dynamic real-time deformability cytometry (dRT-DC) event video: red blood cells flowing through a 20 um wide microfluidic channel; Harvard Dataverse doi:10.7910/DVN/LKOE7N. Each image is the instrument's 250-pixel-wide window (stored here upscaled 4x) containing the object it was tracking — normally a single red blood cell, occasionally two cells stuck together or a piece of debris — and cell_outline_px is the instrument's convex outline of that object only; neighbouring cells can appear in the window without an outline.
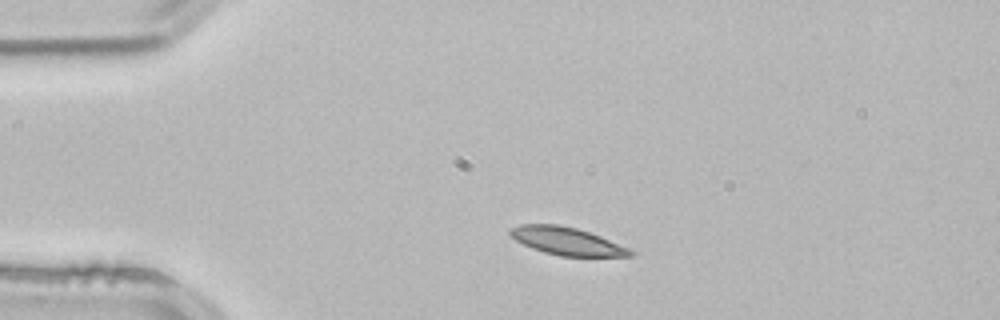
{"species": "common noctule bat (a hibernating species)", "species_latin": "Nyctalus noctula", "temperature_condition": "room temperature", "stored_images_in_passage": 1, "camera_frame_rate_fps": 3000, "um_per_image_px": 0.085, "animal": {"sex": "male", "body_mass_g": 21.5, "forearm_length_mm": 52.0}, "frame": {"image": 1, "passage_image": 1, "time_ms": 0.0, "image_size_px": [1000, 320], "cell_outline_px": [[636, 252], [632, 256], [560, 256], [544, 252], [532, 248], [516, 240], [508, 232], [508, 228], [520, 224], [556, 224], [576, 228], [600, 236], [632, 248]], "centroid_in_image_um": [48.21, 20.49], "position_along_channel_um": 36.8, "area_um2": 19.48}}